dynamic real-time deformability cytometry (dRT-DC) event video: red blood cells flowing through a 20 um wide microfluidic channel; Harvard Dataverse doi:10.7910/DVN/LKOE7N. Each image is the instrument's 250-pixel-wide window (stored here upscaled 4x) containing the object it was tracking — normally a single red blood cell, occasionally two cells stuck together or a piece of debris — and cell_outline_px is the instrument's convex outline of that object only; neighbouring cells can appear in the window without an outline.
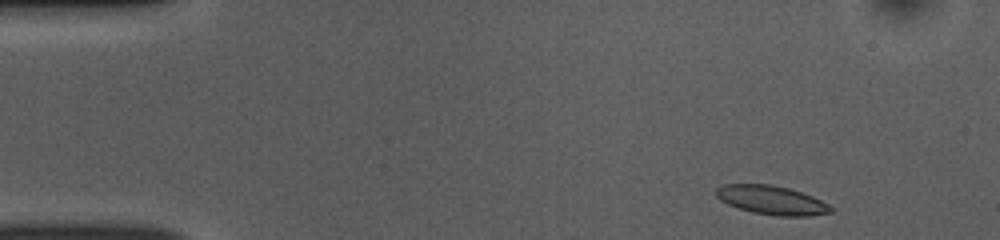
{"species": "common noctule bat (a hibernating species)", "species_latin": "Nyctalus noctula", "temperature_condition": "room temperature", "stored_images_in_passage": 48, "camera_frame_rate_fps": 3000, "um_per_image_px": 0.085, "animal": {"sex": "female", "body_mass_g": 10.0, "forearm_length_mm": 53.1}, "frame": {"image": 1, "passage_image": 2, "time_ms": 0.333, "image_size_px": [1000, 240], "cell_outline_px": [[832, 212], [812, 216], [776, 216], [752, 212], [728, 204], [720, 200], [716, 196], [716, 188], [724, 184], [772, 184], [788, 188], [812, 196], [828, 204], [832, 208]], "centroid_in_image_um": [65.58, 17.01], "position_along_channel_um": 19.4, "area_um2": 19.25}}
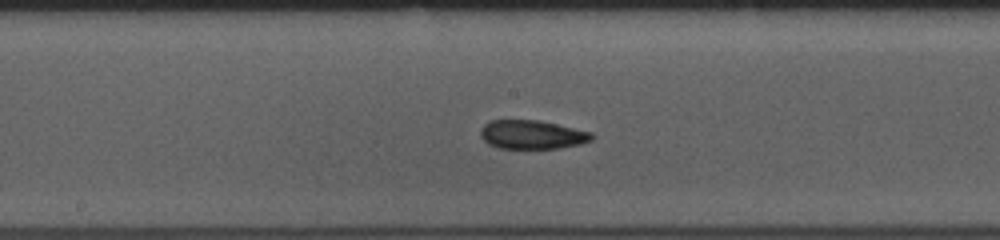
{"frame": {"image": 2, "passage_image": 23, "time_ms": 7.333, "image_size_px": [1000, 240], "cell_outline_px": [[596, 136], [592, 140], [580, 144], [560, 148], [500, 148], [488, 144], [480, 136], [480, 128], [484, 124], [492, 120], [536, 120], [556, 124], [592, 132]], "centroid_in_image_um": [45.23, 11.44], "position_along_channel_um": 203.0, "area_um2": 18.67}}
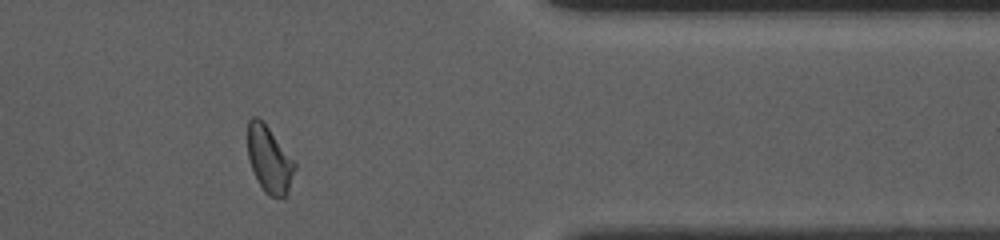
{"frame": {"image": 3, "passage_image": 39, "time_ms": 12.667, "image_size_px": [1000, 240], "cell_outline_px": [[296, 168], [288, 196], [268, 196], [264, 192], [252, 168], [248, 156], [248, 120], [252, 116], [256, 116], [268, 128], [296, 164]], "centroid_in_image_um": [22.9, 13.59], "position_along_channel_um": 388.5, "area_um2": 17.86}, "authors_computed_cell_mechanics": {"area_um2": 19.1029, "velocity_mm_per_s": 3.8388, "shape_relaxation_time_tau1_ms": null, "shape_relaxation_time_tau2_ms": 3.2226, "deformation_change_tau1": null, "deformation_change_tau2": 0.0937}}